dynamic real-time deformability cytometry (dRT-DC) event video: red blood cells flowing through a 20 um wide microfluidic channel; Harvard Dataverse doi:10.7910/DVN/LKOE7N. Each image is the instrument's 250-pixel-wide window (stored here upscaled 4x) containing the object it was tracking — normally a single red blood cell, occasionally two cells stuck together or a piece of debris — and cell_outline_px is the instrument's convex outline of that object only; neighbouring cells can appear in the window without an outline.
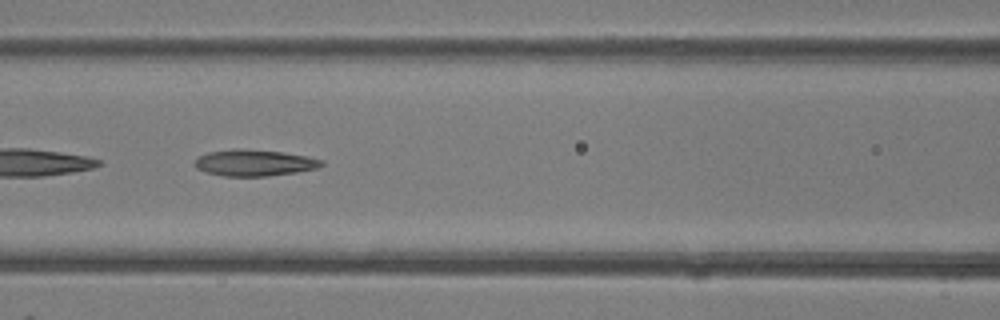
{"species": "common noctule bat (a hibernating species)", "species_latin": "Nyctalus noctula", "temperature_condition": "room temperature", "stored_images_in_passage": 40, "camera_frame_rate_fps": 3000, "um_per_image_px": 0.085, "animal": {"sex": "female"}, "frame": {"image": 1, "passage_image": 18, "time_ms": 5.667, "image_size_px": [1000, 320], "cell_outline_px": [[324, 164], [316, 168], [296, 172], [268, 176], [224, 176], [208, 172], [196, 168], [192, 164], [200, 156], [208, 152], [236, 148], [284, 152], [308, 156], [324, 160]], "centroid_in_image_um": [21.63, 13.83], "position_along_channel_um": 145.0, "area_um2": 19.48}}
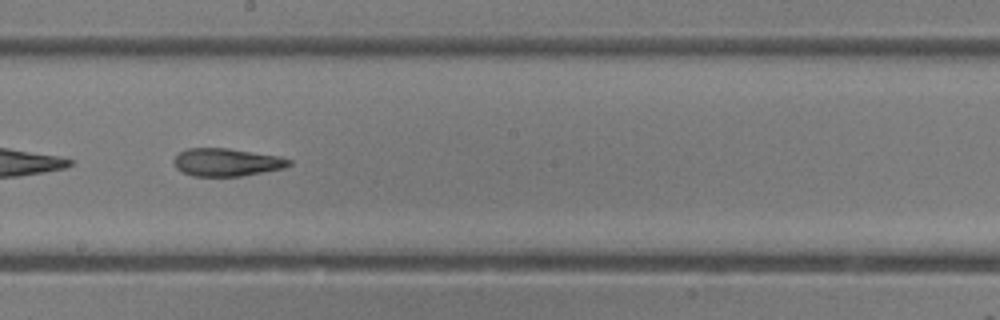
{"frame": {"image": 2, "passage_image": 23, "time_ms": 7.333, "image_size_px": [1000, 320], "cell_outline_px": [[292, 164], [284, 168], [240, 176], [192, 176], [180, 172], [176, 168], [172, 160], [180, 152], [188, 148], [228, 148], [280, 156], [292, 160]], "centroid_in_image_um": [19.25, 13.79], "position_along_channel_um": 228.9, "area_um2": 18.79}}